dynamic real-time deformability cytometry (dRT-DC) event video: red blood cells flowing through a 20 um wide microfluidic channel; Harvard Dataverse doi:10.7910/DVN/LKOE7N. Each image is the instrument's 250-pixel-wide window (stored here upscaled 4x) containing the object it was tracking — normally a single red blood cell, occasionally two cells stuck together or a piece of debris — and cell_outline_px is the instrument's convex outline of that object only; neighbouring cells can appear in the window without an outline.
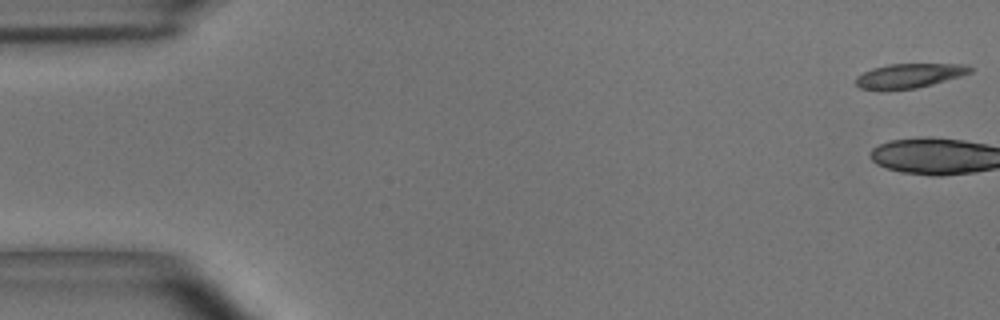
{"species": "common noctule bat (a hibernating species)", "species_latin": "Nyctalus noctula", "temperature_condition": "room temperature", "stored_images_in_passage": 3, "camera_frame_rate_fps": 3000, "um_per_image_px": 0.085, "animal": {"sex": "male", "body_mass_g": 15.6}, "frame": {"image": 1, "passage_image": 1, "time_ms": 0.0, "image_size_px": [1000, 320], "cell_outline_px": [[976, 68], [972, 72], [960, 76], [932, 84], [916, 88], [860, 88], [856, 84], [856, 76], [872, 68], [888, 64], [968, 64]], "centroid_in_image_um": [77.37, 6.39], "position_along_channel_um": 7.6, "area_um2": 15.9}}